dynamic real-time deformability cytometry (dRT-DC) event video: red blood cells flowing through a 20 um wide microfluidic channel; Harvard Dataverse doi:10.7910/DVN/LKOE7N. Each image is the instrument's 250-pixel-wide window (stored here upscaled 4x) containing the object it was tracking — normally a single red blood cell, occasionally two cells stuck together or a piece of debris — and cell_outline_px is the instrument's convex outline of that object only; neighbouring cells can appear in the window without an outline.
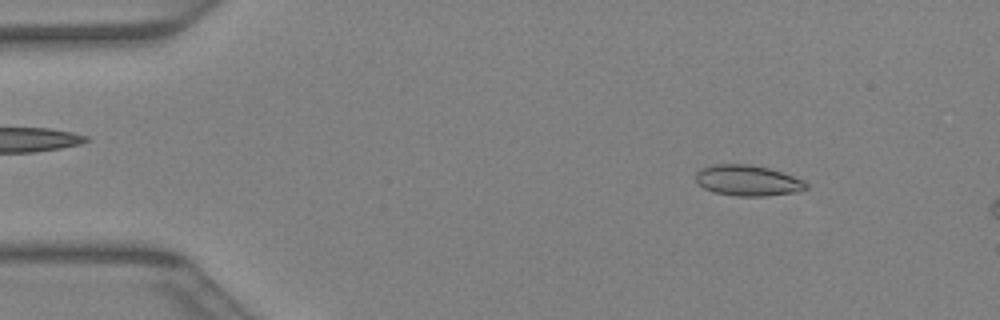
{"species": "Egyptian fruit bat (a non-hibernating species)", "species_latin": "Rousettus aegyptiacus", "temperature_condition": "warm", "stored_images_in_passage": 10, "camera_frame_rate_fps": 3000, "um_per_image_px": 0.085, "animal": {"sex": "female"}, "frame": {"image": 1, "passage_image": 5, "time_ms": 1.333, "image_size_px": [1000, 320], "cell_outline_px": [[808, 188], [796, 192], [764, 196], [736, 196], [712, 192], [704, 188], [696, 180], [696, 172], [700, 168], [716, 164], [748, 164], [768, 168], [804, 180], [808, 184]], "centroid_in_image_um": [63.54, 15.35], "position_along_channel_um": 21.5, "area_um2": 19.71}}